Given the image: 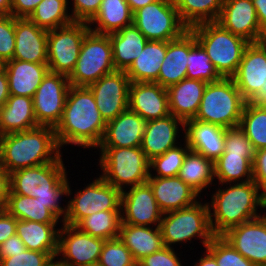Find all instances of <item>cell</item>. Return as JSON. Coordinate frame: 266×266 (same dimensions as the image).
I'll return each instance as SVG.
<instances>
[{
	"label": "cell",
	"instance_id": "cell-50",
	"mask_svg": "<svg viewBox=\"0 0 266 266\" xmlns=\"http://www.w3.org/2000/svg\"><path fill=\"white\" fill-rule=\"evenodd\" d=\"M102 0H73L71 17L77 22H89L99 11Z\"/></svg>",
	"mask_w": 266,
	"mask_h": 266
},
{
	"label": "cell",
	"instance_id": "cell-3",
	"mask_svg": "<svg viewBox=\"0 0 266 266\" xmlns=\"http://www.w3.org/2000/svg\"><path fill=\"white\" fill-rule=\"evenodd\" d=\"M223 188L220 186L215 190L211 203L208 202L210 225L215 236H222L230 228L262 216L264 213H258V207L266 209L265 193L253 180L229 183Z\"/></svg>",
	"mask_w": 266,
	"mask_h": 266
},
{
	"label": "cell",
	"instance_id": "cell-56",
	"mask_svg": "<svg viewBox=\"0 0 266 266\" xmlns=\"http://www.w3.org/2000/svg\"><path fill=\"white\" fill-rule=\"evenodd\" d=\"M260 29L266 34V0H252Z\"/></svg>",
	"mask_w": 266,
	"mask_h": 266
},
{
	"label": "cell",
	"instance_id": "cell-2",
	"mask_svg": "<svg viewBox=\"0 0 266 266\" xmlns=\"http://www.w3.org/2000/svg\"><path fill=\"white\" fill-rule=\"evenodd\" d=\"M65 167L61 155L54 162L16 170L10 173L8 194L36 198L59 219L61 217L60 223H63L66 206H60L61 200L63 195L69 198L73 193Z\"/></svg>",
	"mask_w": 266,
	"mask_h": 266
},
{
	"label": "cell",
	"instance_id": "cell-9",
	"mask_svg": "<svg viewBox=\"0 0 266 266\" xmlns=\"http://www.w3.org/2000/svg\"><path fill=\"white\" fill-rule=\"evenodd\" d=\"M114 71L109 35L89 31L83 39L76 66L68 77L70 85L88 87Z\"/></svg>",
	"mask_w": 266,
	"mask_h": 266
},
{
	"label": "cell",
	"instance_id": "cell-24",
	"mask_svg": "<svg viewBox=\"0 0 266 266\" xmlns=\"http://www.w3.org/2000/svg\"><path fill=\"white\" fill-rule=\"evenodd\" d=\"M226 128L190 119L185 122L183 138L187 141L191 151L216 161L224 152V137Z\"/></svg>",
	"mask_w": 266,
	"mask_h": 266
},
{
	"label": "cell",
	"instance_id": "cell-25",
	"mask_svg": "<svg viewBox=\"0 0 266 266\" xmlns=\"http://www.w3.org/2000/svg\"><path fill=\"white\" fill-rule=\"evenodd\" d=\"M146 120L129 108L107 122L103 139L98 147L141 146Z\"/></svg>",
	"mask_w": 266,
	"mask_h": 266
},
{
	"label": "cell",
	"instance_id": "cell-4",
	"mask_svg": "<svg viewBox=\"0 0 266 266\" xmlns=\"http://www.w3.org/2000/svg\"><path fill=\"white\" fill-rule=\"evenodd\" d=\"M53 127L38 126L0 136V162L10 173L56 161L61 155Z\"/></svg>",
	"mask_w": 266,
	"mask_h": 266
},
{
	"label": "cell",
	"instance_id": "cell-30",
	"mask_svg": "<svg viewBox=\"0 0 266 266\" xmlns=\"http://www.w3.org/2000/svg\"><path fill=\"white\" fill-rule=\"evenodd\" d=\"M108 35L112 44L115 70L127 71L148 40L134 24Z\"/></svg>",
	"mask_w": 266,
	"mask_h": 266
},
{
	"label": "cell",
	"instance_id": "cell-34",
	"mask_svg": "<svg viewBox=\"0 0 266 266\" xmlns=\"http://www.w3.org/2000/svg\"><path fill=\"white\" fill-rule=\"evenodd\" d=\"M58 223H38L29 220H17L16 234L26 249L38 252L58 251Z\"/></svg>",
	"mask_w": 266,
	"mask_h": 266
},
{
	"label": "cell",
	"instance_id": "cell-57",
	"mask_svg": "<svg viewBox=\"0 0 266 266\" xmlns=\"http://www.w3.org/2000/svg\"><path fill=\"white\" fill-rule=\"evenodd\" d=\"M9 96L8 77L4 70L0 73V109L5 105Z\"/></svg>",
	"mask_w": 266,
	"mask_h": 266
},
{
	"label": "cell",
	"instance_id": "cell-63",
	"mask_svg": "<svg viewBox=\"0 0 266 266\" xmlns=\"http://www.w3.org/2000/svg\"><path fill=\"white\" fill-rule=\"evenodd\" d=\"M55 260L56 258H54L47 266H61L58 260Z\"/></svg>",
	"mask_w": 266,
	"mask_h": 266
},
{
	"label": "cell",
	"instance_id": "cell-23",
	"mask_svg": "<svg viewBox=\"0 0 266 266\" xmlns=\"http://www.w3.org/2000/svg\"><path fill=\"white\" fill-rule=\"evenodd\" d=\"M147 183L163 214L189 207L199 201V196H201L178 176H149Z\"/></svg>",
	"mask_w": 266,
	"mask_h": 266
},
{
	"label": "cell",
	"instance_id": "cell-46",
	"mask_svg": "<svg viewBox=\"0 0 266 266\" xmlns=\"http://www.w3.org/2000/svg\"><path fill=\"white\" fill-rule=\"evenodd\" d=\"M222 154L243 155L252 164L255 150L246 134L238 127L227 128L224 137V152Z\"/></svg>",
	"mask_w": 266,
	"mask_h": 266
},
{
	"label": "cell",
	"instance_id": "cell-65",
	"mask_svg": "<svg viewBox=\"0 0 266 266\" xmlns=\"http://www.w3.org/2000/svg\"><path fill=\"white\" fill-rule=\"evenodd\" d=\"M264 193H265V208H266V191Z\"/></svg>",
	"mask_w": 266,
	"mask_h": 266
},
{
	"label": "cell",
	"instance_id": "cell-14",
	"mask_svg": "<svg viewBox=\"0 0 266 266\" xmlns=\"http://www.w3.org/2000/svg\"><path fill=\"white\" fill-rule=\"evenodd\" d=\"M70 86L67 76L50 71L46 74L32 97L35 118L40 126H57Z\"/></svg>",
	"mask_w": 266,
	"mask_h": 266
},
{
	"label": "cell",
	"instance_id": "cell-43",
	"mask_svg": "<svg viewBox=\"0 0 266 266\" xmlns=\"http://www.w3.org/2000/svg\"><path fill=\"white\" fill-rule=\"evenodd\" d=\"M185 143V144H184ZM183 146L181 143L164 154L156 156L150 160L149 176L155 177H173L178 176L187 153L190 151L187 141L184 139ZM155 172V175L153 174ZM152 172V173H151Z\"/></svg>",
	"mask_w": 266,
	"mask_h": 266
},
{
	"label": "cell",
	"instance_id": "cell-64",
	"mask_svg": "<svg viewBox=\"0 0 266 266\" xmlns=\"http://www.w3.org/2000/svg\"><path fill=\"white\" fill-rule=\"evenodd\" d=\"M166 1L176 4L179 0H166Z\"/></svg>",
	"mask_w": 266,
	"mask_h": 266
},
{
	"label": "cell",
	"instance_id": "cell-8",
	"mask_svg": "<svg viewBox=\"0 0 266 266\" xmlns=\"http://www.w3.org/2000/svg\"><path fill=\"white\" fill-rule=\"evenodd\" d=\"M209 212L208 202L203 204L199 200L189 207L164 213L159 226L164 245L173 248L175 244L197 238L206 248L215 237Z\"/></svg>",
	"mask_w": 266,
	"mask_h": 266
},
{
	"label": "cell",
	"instance_id": "cell-1",
	"mask_svg": "<svg viewBox=\"0 0 266 266\" xmlns=\"http://www.w3.org/2000/svg\"><path fill=\"white\" fill-rule=\"evenodd\" d=\"M106 124L91 90L70 86L61 120L54 128L60 148L69 144L85 149L97 148Z\"/></svg>",
	"mask_w": 266,
	"mask_h": 266
},
{
	"label": "cell",
	"instance_id": "cell-33",
	"mask_svg": "<svg viewBox=\"0 0 266 266\" xmlns=\"http://www.w3.org/2000/svg\"><path fill=\"white\" fill-rule=\"evenodd\" d=\"M167 51V41L148 40L126 71L131 82H155Z\"/></svg>",
	"mask_w": 266,
	"mask_h": 266
},
{
	"label": "cell",
	"instance_id": "cell-19",
	"mask_svg": "<svg viewBox=\"0 0 266 266\" xmlns=\"http://www.w3.org/2000/svg\"><path fill=\"white\" fill-rule=\"evenodd\" d=\"M216 22L250 43L266 40V34L260 29L252 0H224Z\"/></svg>",
	"mask_w": 266,
	"mask_h": 266
},
{
	"label": "cell",
	"instance_id": "cell-62",
	"mask_svg": "<svg viewBox=\"0 0 266 266\" xmlns=\"http://www.w3.org/2000/svg\"><path fill=\"white\" fill-rule=\"evenodd\" d=\"M6 62L0 58V73H2L5 70Z\"/></svg>",
	"mask_w": 266,
	"mask_h": 266
},
{
	"label": "cell",
	"instance_id": "cell-60",
	"mask_svg": "<svg viewBox=\"0 0 266 266\" xmlns=\"http://www.w3.org/2000/svg\"><path fill=\"white\" fill-rule=\"evenodd\" d=\"M251 102L266 105V82L264 83L261 92Z\"/></svg>",
	"mask_w": 266,
	"mask_h": 266
},
{
	"label": "cell",
	"instance_id": "cell-53",
	"mask_svg": "<svg viewBox=\"0 0 266 266\" xmlns=\"http://www.w3.org/2000/svg\"><path fill=\"white\" fill-rule=\"evenodd\" d=\"M42 0H11V15L28 18Z\"/></svg>",
	"mask_w": 266,
	"mask_h": 266
},
{
	"label": "cell",
	"instance_id": "cell-20",
	"mask_svg": "<svg viewBox=\"0 0 266 266\" xmlns=\"http://www.w3.org/2000/svg\"><path fill=\"white\" fill-rule=\"evenodd\" d=\"M128 108L151 121L170 114L167 89L156 82H131Z\"/></svg>",
	"mask_w": 266,
	"mask_h": 266
},
{
	"label": "cell",
	"instance_id": "cell-47",
	"mask_svg": "<svg viewBox=\"0 0 266 266\" xmlns=\"http://www.w3.org/2000/svg\"><path fill=\"white\" fill-rule=\"evenodd\" d=\"M57 252H38L25 249L23 252L14 254L8 258L0 260V266H47Z\"/></svg>",
	"mask_w": 266,
	"mask_h": 266
},
{
	"label": "cell",
	"instance_id": "cell-52",
	"mask_svg": "<svg viewBox=\"0 0 266 266\" xmlns=\"http://www.w3.org/2000/svg\"><path fill=\"white\" fill-rule=\"evenodd\" d=\"M17 219L4 208H0V245L16 234Z\"/></svg>",
	"mask_w": 266,
	"mask_h": 266
},
{
	"label": "cell",
	"instance_id": "cell-13",
	"mask_svg": "<svg viewBox=\"0 0 266 266\" xmlns=\"http://www.w3.org/2000/svg\"><path fill=\"white\" fill-rule=\"evenodd\" d=\"M61 227L58 233L56 255L60 265L97 266L105 240L86 234L76 226L62 223Z\"/></svg>",
	"mask_w": 266,
	"mask_h": 266
},
{
	"label": "cell",
	"instance_id": "cell-29",
	"mask_svg": "<svg viewBox=\"0 0 266 266\" xmlns=\"http://www.w3.org/2000/svg\"><path fill=\"white\" fill-rule=\"evenodd\" d=\"M38 126L32 97L10 95L0 109V136Z\"/></svg>",
	"mask_w": 266,
	"mask_h": 266
},
{
	"label": "cell",
	"instance_id": "cell-59",
	"mask_svg": "<svg viewBox=\"0 0 266 266\" xmlns=\"http://www.w3.org/2000/svg\"><path fill=\"white\" fill-rule=\"evenodd\" d=\"M131 11L134 13L139 8L145 7L148 4L153 3L156 0H126Z\"/></svg>",
	"mask_w": 266,
	"mask_h": 266
},
{
	"label": "cell",
	"instance_id": "cell-54",
	"mask_svg": "<svg viewBox=\"0 0 266 266\" xmlns=\"http://www.w3.org/2000/svg\"><path fill=\"white\" fill-rule=\"evenodd\" d=\"M25 249V244L18 237V235L15 234L9 237L5 242L0 245V260L2 258L14 256V254L23 252Z\"/></svg>",
	"mask_w": 266,
	"mask_h": 266
},
{
	"label": "cell",
	"instance_id": "cell-26",
	"mask_svg": "<svg viewBox=\"0 0 266 266\" xmlns=\"http://www.w3.org/2000/svg\"><path fill=\"white\" fill-rule=\"evenodd\" d=\"M5 71L10 95L33 97L49 67L47 63L11 59L6 61Z\"/></svg>",
	"mask_w": 266,
	"mask_h": 266
},
{
	"label": "cell",
	"instance_id": "cell-42",
	"mask_svg": "<svg viewBox=\"0 0 266 266\" xmlns=\"http://www.w3.org/2000/svg\"><path fill=\"white\" fill-rule=\"evenodd\" d=\"M188 79H197L207 83L216 82L223 77L218 73L203 47L189 30V54L187 62Z\"/></svg>",
	"mask_w": 266,
	"mask_h": 266
},
{
	"label": "cell",
	"instance_id": "cell-16",
	"mask_svg": "<svg viewBox=\"0 0 266 266\" xmlns=\"http://www.w3.org/2000/svg\"><path fill=\"white\" fill-rule=\"evenodd\" d=\"M246 102H251L266 82V40L250 43L231 77Z\"/></svg>",
	"mask_w": 266,
	"mask_h": 266
},
{
	"label": "cell",
	"instance_id": "cell-36",
	"mask_svg": "<svg viewBox=\"0 0 266 266\" xmlns=\"http://www.w3.org/2000/svg\"><path fill=\"white\" fill-rule=\"evenodd\" d=\"M4 209L17 220L59 223V218L45 204L29 196L8 194Z\"/></svg>",
	"mask_w": 266,
	"mask_h": 266
},
{
	"label": "cell",
	"instance_id": "cell-12",
	"mask_svg": "<svg viewBox=\"0 0 266 266\" xmlns=\"http://www.w3.org/2000/svg\"><path fill=\"white\" fill-rule=\"evenodd\" d=\"M133 24L147 40L171 41L188 28L179 18L175 3L156 0L133 13Z\"/></svg>",
	"mask_w": 266,
	"mask_h": 266
},
{
	"label": "cell",
	"instance_id": "cell-39",
	"mask_svg": "<svg viewBox=\"0 0 266 266\" xmlns=\"http://www.w3.org/2000/svg\"><path fill=\"white\" fill-rule=\"evenodd\" d=\"M68 0H42L28 17L38 27L52 30L74 22Z\"/></svg>",
	"mask_w": 266,
	"mask_h": 266
},
{
	"label": "cell",
	"instance_id": "cell-7",
	"mask_svg": "<svg viewBox=\"0 0 266 266\" xmlns=\"http://www.w3.org/2000/svg\"><path fill=\"white\" fill-rule=\"evenodd\" d=\"M246 101L232 78L207 83L194 119L223 128L238 127Z\"/></svg>",
	"mask_w": 266,
	"mask_h": 266
},
{
	"label": "cell",
	"instance_id": "cell-21",
	"mask_svg": "<svg viewBox=\"0 0 266 266\" xmlns=\"http://www.w3.org/2000/svg\"><path fill=\"white\" fill-rule=\"evenodd\" d=\"M48 31L29 18H15V51L13 59L47 63Z\"/></svg>",
	"mask_w": 266,
	"mask_h": 266
},
{
	"label": "cell",
	"instance_id": "cell-28",
	"mask_svg": "<svg viewBox=\"0 0 266 266\" xmlns=\"http://www.w3.org/2000/svg\"><path fill=\"white\" fill-rule=\"evenodd\" d=\"M188 54L189 29L179 38L167 41L166 55L155 82L167 89L184 80L187 74Z\"/></svg>",
	"mask_w": 266,
	"mask_h": 266
},
{
	"label": "cell",
	"instance_id": "cell-18",
	"mask_svg": "<svg viewBox=\"0 0 266 266\" xmlns=\"http://www.w3.org/2000/svg\"><path fill=\"white\" fill-rule=\"evenodd\" d=\"M222 237L255 266L266 265V213L230 228Z\"/></svg>",
	"mask_w": 266,
	"mask_h": 266
},
{
	"label": "cell",
	"instance_id": "cell-40",
	"mask_svg": "<svg viewBox=\"0 0 266 266\" xmlns=\"http://www.w3.org/2000/svg\"><path fill=\"white\" fill-rule=\"evenodd\" d=\"M239 128L251 141L254 150L266 148V105L246 102Z\"/></svg>",
	"mask_w": 266,
	"mask_h": 266
},
{
	"label": "cell",
	"instance_id": "cell-10",
	"mask_svg": "<svg viewBox=\"0 0 266 266\" xmlns=\"http://www.w3.org/2000/svg\"><path fill=\"white\" fill-rule=\"evenodd\" d=\"M121 191L107 183L100 175L75 192L66 203L63 223L76 226L83 218L100 211H121Z\"/></svg>",
	"mask_w": 266,
	"mask_h": 266
},
{
	"label": "cell",
	"instance_id": "cell-61",
	"mask_svg": "<svg viewBox=\"0 0 266 266\" xmlns=\"http://www.w3.org/2000/svg\"><path fill=\"white\" fill-rule=\"evenodd\" d=\"M0 15H11V0H0Z\"/></svg>",
	"mask_w": 266,
	"mask_h": 266
},
{
	"label": "cell",
	"instance_id": "cell-32",
	"mask_svg": "<svg viewBox=\"0 0 266 266\" xmlns=\"http://www.w3.org/2000/svg\"><path fill=\"white\" fill-rule=\"evenodd\" d=\"M132 24L133 12L126 0H102L99 11L88 22L90 31L106 35Z\"/></svg>",
	"mask_w": 266,
	"mask_h": 266
},
{
	"label": "cell",
	"instance_id": "cell-48",
	"mask_svg": "<svg viewBox=\"0 0 266 266\" xmlns=\"http://www.w3.org/2000/svg\"><path fill=\"white\" fill-rule=\"evenodd\" d=\"M15 51V17L0 15V58L5 62L13 59Z\"/></svg>",
	"mask_w": 266,
	"mask_h": 266
},
{
	"label": "cell",
	"instance_id": "cell-35",
	"mask_svg": "<svg viewBox=\"0 0 266 266\" xmlns=\"http://www.w3.org/2000/svg\"><path fill=\"white\" fill-rule=\"evenodd\" d=\"M178 177L199 195L213 185L214 162L194 151H189L180 167Z\"/></svg>",
	"mask_w": 266,
	"mask_h": 266
},
{
	"label": "cell",
	"instance_id": "cell-49",
	"mask_svg": "<svg viewBox=\"0 0 266 266\" xmlns=\"http://www.w3.org/2000/svg\"><path fill=\"white\" fill-rule=\"evenodd\" d=\"M174 248L164 246L161 250L143 257L137 266H183Z\"/></svg>",
	"mask_w": 266,
	"mask_h": 266
},
{
	"label": "cell",
	"instance_id": "cell-27",
	"mask_svg": "<svg viewBox=\"0 0 266 266\" xmlns=\"http://www.w3.org/2000/svg\"><path fill=\"white\" fill-rule=\"evenodd\" d=\"M207 82L185 78L167 88L170 114L186 122L198 113Z\"/></svg>",
	"mask_w": 266,
	"mask_h": 266
},
{
	"label": "cell",
	"instance_id": "cell-38",
	"mask_svg": "<svg viewBox=\"0 0 266 266\" xmlns=\"http://www.w3.org/2000/svg\"><path fill=\"white\" fill-rule=\"evenodd\" d=\"M214 178L219 185L253 180L252 163L243 155L222 154L214 161Z\"/></svg>",
	"mask_w": 266,
	"mask_h": 266
},
{
	"label": "cell",
	"instance_id": "cell-22",
	"mask_svg": "<svg viewBox=\"0 0 266 266\" xmlns=\"http://www.w3.org/2000/svg\"><path fill=\"white\" fill-rule=\"evenodd\" d=\"M180 125L185 131V122L172 114L146 122L141 149L149 160L179 145Z\"/></svg>",
	"mask_w": 266,
	"mask_h": 266
},
{
	"label": "cell",
	"instance_id": "cell-5",
	"mask_svg": "<svg viewBox=\"0 0 266 266\" xmlns=\"http://www.w3.org/2000/svg\"><path fill=\"white\" fill-rule=\"evenodd\" d=\"M189 30L203 47L218 73L223 78H231L236 73L250 42L224 29L217 22L201 23Z\"/></svg>",
	"mask_w": 266,
	"mask_h": 266
},
{
	"label": "cell",
	"instance_id": "cell-55",
	"mask_svg": "<svg viewBox=\"0 0 266 266\" xmlns=\"http://www.w3.org/2000/svg\"><path fill=\"white\" fill-rule=\"evenodd\" d=\"M9 181H10V174L1 165L0 162V208H4L7 203L8 193L10 190Z\"/></svg>",
	"mask_w": 266,
	"mask_h": 266
},
{
	"label": "cell",
	"instance_id": "cell-37",
	"mask_svg": "<svg viewBox=\"0 0 266 266\" xmlns=\"http://www.w3.org/2000/svg\"><path fill=\"white\" fill-rule=\"evenodd\" d=\"M224 0H179L175 5L182 23L190 29L205 22H216Z\"/></svg>",
	"mask_w": 266,
	"mask_h": 266
},
{
	"label": "cell",
	"instance_id": "cell-58",
	"mask_svg": "<svg viewBox=\"0 0 266 266\" xmlns=\"http://www.w3.org/2000/svg\"><path fill=\"white\" fill-rule=\"evenodd\" d=\"M194 266H218L216 259L206 250Z\"/></svg>",
	"mask_w": 266,
	"mask_h": 266
},
{
	"label": "cell",
	"instance_id": "cell-6",
	"mask_svg": "<svg viewBox=\"0 0 266 266\" xmlns=\"http://www.w3.org/2000/svg\"><path fill=\"white\" fill-rule=\"evenodd\" d=\"M100 150V175L107 183L121 192L147 182L150 160L137 147H97Z\"/></svg>",
	"mask_w": 266,
	"mask_h": 266
},
{
	"label": "cell",
	"instance_id": "cell-11",
	"mask_svg": "<svg viewBox=\"0 0 266 266\" xmlns=\"http://www.w3.org/2000/svg\"><path fill=\"white\" fill-rule=\"evenodd\" d=\"M90 31L87 22H77L48 30L49 71L69 77L73 72L85 35Z\"/></svg>",
	"mask_w": 266,
	"mask_h": 266
},
{
	"label": "cell",
	"instance_id": "cell-44",
	"mask_svg": "<svg viewBox=\"0 0 266 266\" xmlns=\"http://www.w3.org/2000/svg\"><path fill=\"white\" fill-rule=\"evenodd\" d=\"M205 250L216 259L218 266H255L222 236H215Z\"/></svg>",
	"mask_w": 266,
	"mask_h": 266
},
{
	"label": "cell",
	"instance_id": "cell-31",
	"mask_svg": "<svg viewBox=\"0 0 266 266\" xmlns=\"http://www.w3.org/2000/svg\"><path fill=\"white\" fill-rule=\"evenodd\" d=\"M118 238L131 251L137 262L165 246L159 226L153 228L121 223Z\"/></svg>",
	"mask_w": 266,
	"mask_h": 266
},
{
	"label": "cell",
	"instance_id": "cell-51",
	"mask_svg": "<svg viewBox=\"0 0 266 266\" xmlns=\"http://www.w3.org/2000/svg\"><path fill=\"white\" fill-rule=\"evenodd\" d=\"M253 181L263 190L266 191V148L256 150L254 155Z\"/></svg>",
	"mask_w": 266,
	"mask_h": 266
},
{
	"label": "cell",
	"instance_id": "cell-15",
	"mask_svg": "<svg viewBox=\"0 0 266 266\" xmlns=\"http://www.w3.org/2000/svg\"><path fill=\"white\" fill-rule=\"evenodd\" d=\"M130 84L126 71L115 70L88 86L106 123L128 109Z\"/></svg>",
	"mask_w": 266,
	"mask_h": 266
},
{
	"label": "cell",
	"instance_id": "cell-17",
	"mask_svg": "<svg viewBox=\"0 0 266 266\" xmlns=\"http://www.w3.org/2000/svg\"><path fill=\"white\" fill-rule=\"evenodd\" d=\"M121 193L122 222L136 226H160L163 216L150 185L146 182Z\"/></svg>",
	"mask_w": 266,
	"mask_h": 266
},
{
	"label": "cell",
	"instance_id": "cell-45",
	"mask_svg": "<svg viewBox=\"0 0 266 266\" xmlns=\"http://www.w3.org/2000/svg\"><path fill=\"white\" fill-rule=\"evenodd\" d=\"M97 266H137L131 251L119 239L105 240Z\"/></svg>",
	"mask_w": 266,
	"mask_h": 266
},
{
	"label": "cell",
	"instance_id": "cell-41",
	"mask_svg": "<svg viewBox=\"0 0 266 266\" xmlns=\"http://www.w3.org/2000/svg\"><path fill=\"white\" fill-rule=\"evenodd\" d=\"M121 222V211H100L83 218L76 227L93 237L109 240L119 237Z\"/></svg>",
	"mask_w": 266,
	"mask_h": 266
}]
</instances>
